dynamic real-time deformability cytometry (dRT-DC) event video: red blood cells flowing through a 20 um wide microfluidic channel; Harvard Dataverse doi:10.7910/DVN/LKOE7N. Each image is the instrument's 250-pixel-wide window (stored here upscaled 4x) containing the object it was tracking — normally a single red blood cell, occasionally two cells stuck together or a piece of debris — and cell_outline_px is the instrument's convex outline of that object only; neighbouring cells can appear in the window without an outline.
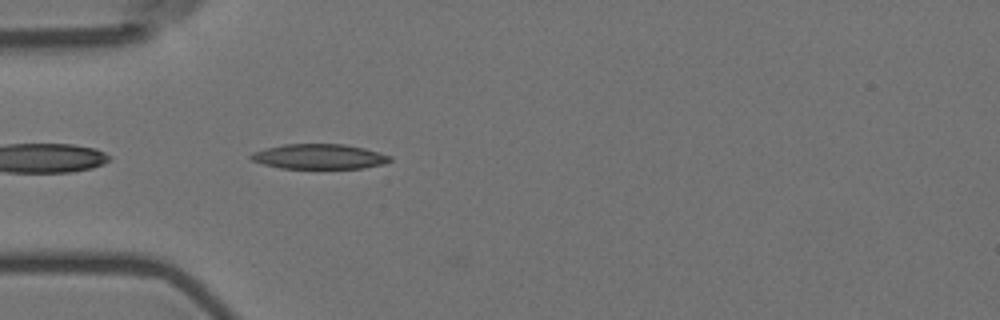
{"species": "Egyptian fruit bat (a non-hibernating species)", "species_latin": "Rousettus aegyptiacus", "temperature_condition": "room temperature", "stored_images_in_passage": 42, "camera_frame_rate_fps": 3000, "um_per_image_px": 0.085, "animal": {"sex": "female"}, "frame": {"image": 1, "passage_image": 2, "time_ms": 0.333, "image_size_px": [1000, 320], "cell_outline_px": [[392, 160], [384, 164], [364, 168], [280, 168], [264, 164], [252, 160], [248, 156], [252, 152], [264, 148], [284, 144], [344, 144], [364, 148], [380, 152], [392, 156]], "centroid_in_image_um": [27.14, 13.3], "position_along_channel_um": 57.9, "area_um2": 20.35}}
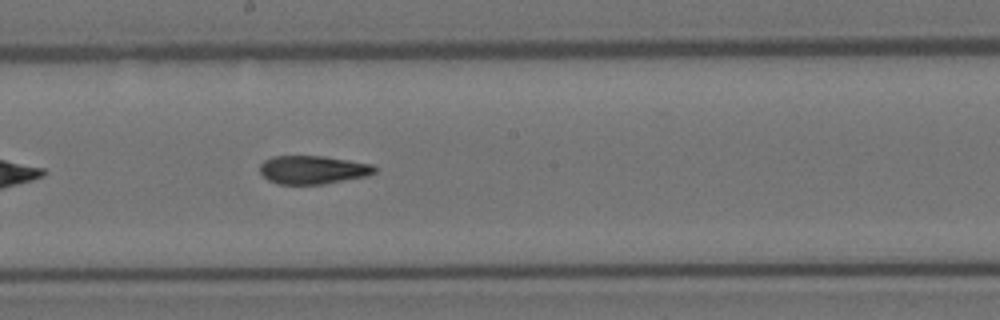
{"frame": {"image": 2, "passage_image": 16, "time_ms": 5.0, "image_size_px": [1000, 320], "cell_outline_px": [[376, 172], [368, 176], [324, 184], [280, 184], [268, 180], [260, 172], [260, 164], [264, 160], [272, 156], [324, 156], [372, 164], [376, 168]], "centroid_in_image_um": [26.6, 14.43], "position_along_channel_um": 221.6, "area_um2": 19.02}}
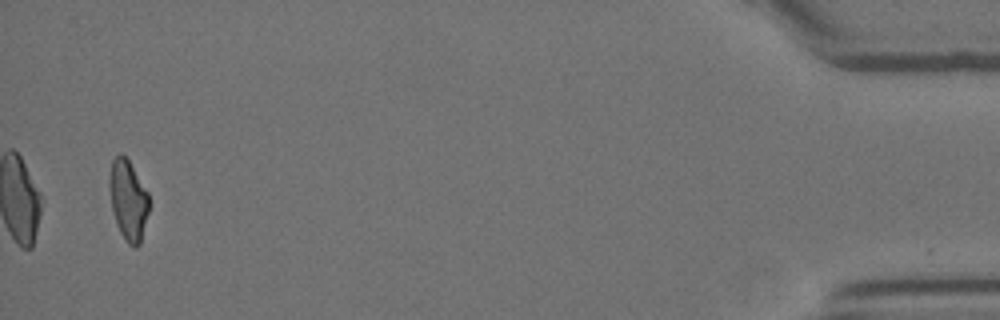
{"frame": {"image": 3, "passage_image": 40, "time_ms": 13.0, "image_size_px": [1000, 320], "cell_outline_px": [[148, 212], [140, 244], [136, 248], [132, 248], [124, 240], [116, 224], [112, 208], [108, 188], [108, 176], [112, 160], [120, 152], [128, 160], [148, 192]], "centroid_in_image_um": [10.87, 17.02], "position_along_channel_um": 424.3, "area_um2": 18.61}, "authors_computed_cell_mechanics": {"area_um2": 19.4208, "velocity_mm_per_s": 3.5813, "shape_relaxation_time_tau1_ms": 9.5633, "shape_relaxation_time_tau2_ms": 3.8099, "deformation_change_tau1": 0.2334, "deformation_change_tau2": 0.1271}}